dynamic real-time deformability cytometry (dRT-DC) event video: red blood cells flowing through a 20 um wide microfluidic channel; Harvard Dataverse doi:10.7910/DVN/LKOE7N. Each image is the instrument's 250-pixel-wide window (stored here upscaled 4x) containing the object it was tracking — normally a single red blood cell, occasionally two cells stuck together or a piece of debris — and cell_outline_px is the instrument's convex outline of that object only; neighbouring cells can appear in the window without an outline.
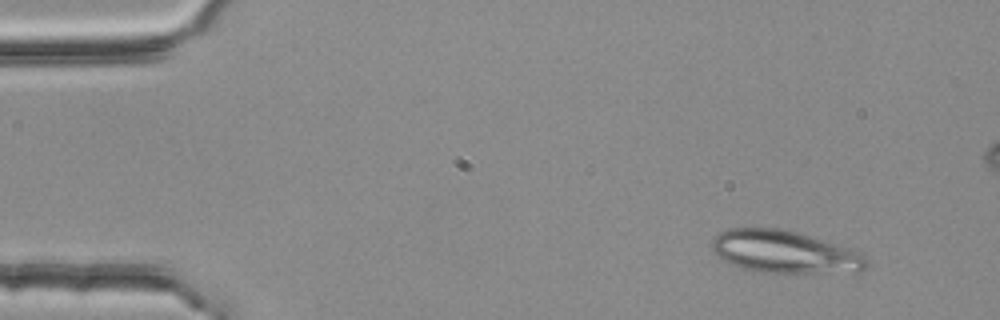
{"species": "common noctule bat (a hibernating species)", "species_latin": "Nyctalus noctula", "temperature_condition": "room temperature", "stored_images_in_passage": 4, "camera_frame_rate_fps": 3000, "um_per_image_px": 0.085, "animal": {"sex": "female", "body_mass_g": 25.1}, "frame": {"image": 1, "passage_image": 1, "time_ms": 0.0, "image_size_px": [1000, 320], "cell_outline_px": [[868, 268], [860, 272], [764, 272], [740, 268], [728, 264], [712, 252], [712, 240], [720, 232], [728, 228], [780, 228], [796, 232], [852, 248], [864, 252], [868, 260]], "centroid_in_image_um": [66.72, 21.41], "position_along_channel_um": 18.3, "area_um2": 38.61}}